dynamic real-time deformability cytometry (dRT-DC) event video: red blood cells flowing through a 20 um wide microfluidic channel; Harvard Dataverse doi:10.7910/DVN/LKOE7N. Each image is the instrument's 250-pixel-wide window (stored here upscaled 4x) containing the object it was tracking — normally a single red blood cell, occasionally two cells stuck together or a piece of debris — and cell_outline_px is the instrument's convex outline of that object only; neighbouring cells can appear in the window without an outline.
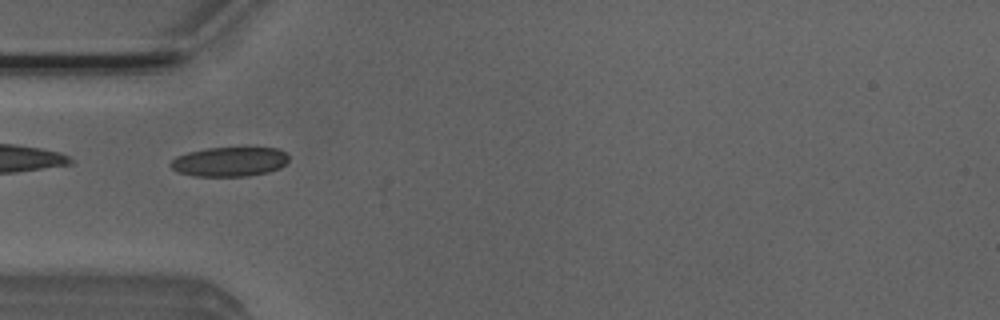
{"species": "Egyptian fruit bat (a non-hibernating species)", "species_latin": "Rousettus aegyptiacus", "temperature_condition": "room temperature", "stored_images_in_passage": 37, "camera_frame_rate_fps": 3000, "um_per_image_px": 0.085, "animal": {"sex": "male"}, "frame": {"image": 1, "passage_image": 1, "time_ms": 0.0, "image_size_px": [1000, 320], "cell_outline_px": [[288, 160], [280, 168], [268, 172], [248, 176], [196, 176], [180, 172], [172, 168], [168, 164], [176, 156], [188, 152], [208, 148], [276, 148], [284, 152], [288, 156]], "centroid_in_image_um": [19.5, 13.74], "position_along_channel_um": 65.5, "area_um2": 20.11}}
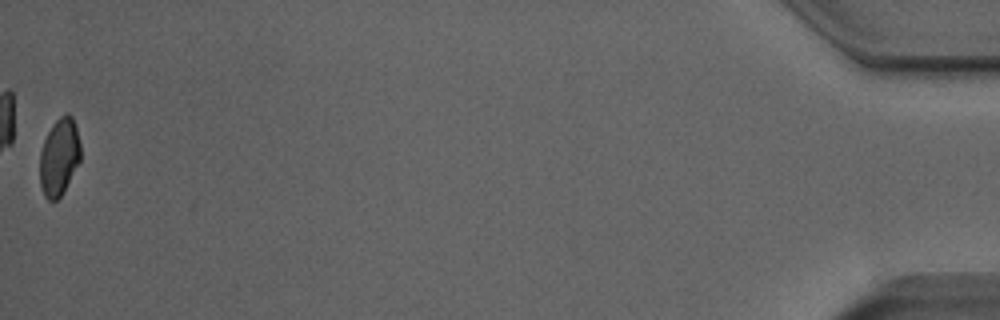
{"frame": {"image": 2, "passage_image": 37, "time_ms": 12.0, "image_size_px": [1000, 320], "cell_outline_px": [[80, 160], [64, 192], [56, 200], [48, 200], [44, 196], [40, 184], [40, 152], [44, 140], [52, 124], [64, 112], [68, 112], [72, 116], [76, 128], [80, 144]], "centroid_in_image_um": [5.03, 13.33], "position_along_channel_um": 430.2, "area_um2": 18.38}, "authors_computed_cell_mechanics": {"area_um2": 19.7676, "velocity_mm_per_s": 3.9112, "shape_relaxation_time_tau1_ms": 8.2084, "shape_relaxation_time_tau2_ms": 2.8816, "deformation_change_tau1": 0.1733, "deformation_change_tau2": 0.0775}}